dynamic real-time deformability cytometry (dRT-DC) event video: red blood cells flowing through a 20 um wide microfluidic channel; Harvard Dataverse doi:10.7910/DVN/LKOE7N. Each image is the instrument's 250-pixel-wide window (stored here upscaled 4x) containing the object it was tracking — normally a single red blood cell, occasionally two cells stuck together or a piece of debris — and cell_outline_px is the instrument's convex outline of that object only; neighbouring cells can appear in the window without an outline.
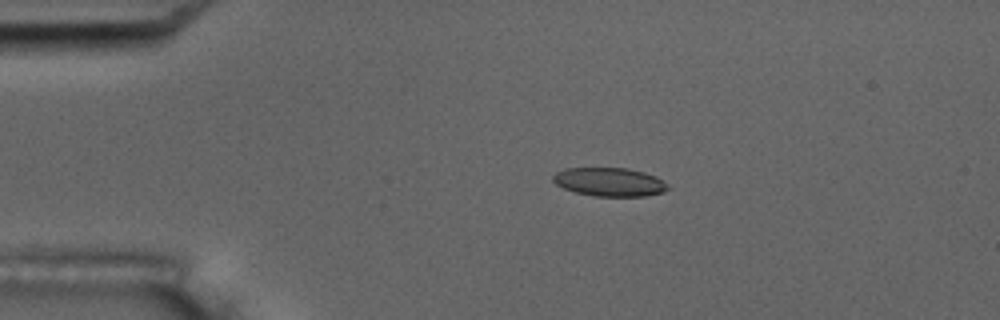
{"species": "common noctule bat (a hibernating species)", "species_latin": "Nyctalus noctula", "temperature_condition": "room temperature", "stored_images_in_passage": 11, "camera_frame_rate_fps": 3000, "um_per_image_px": 0.085, "animal": {"sex": "male", "body_mass_g": 17.5, "forearm_length_mm": 52.3}, "frame": {"image": 1, "passage_image": 4, "time_ms": 3.667, "image_size_px": [1000, 320], "cell_outline_px": [[672, 188], [664, 192], [644, 196], [596, 196], [576, 192], [564, 188], [556, 184], [552, 180], [552, 176], [556, 172], [564, 168], [628, 168], [644, 172], [656, 176], [664, 180]], "centroid_in_image_um": [51.85, 15.46], "position_along_channel_um": 33.1, "area_um2": 19.31}}